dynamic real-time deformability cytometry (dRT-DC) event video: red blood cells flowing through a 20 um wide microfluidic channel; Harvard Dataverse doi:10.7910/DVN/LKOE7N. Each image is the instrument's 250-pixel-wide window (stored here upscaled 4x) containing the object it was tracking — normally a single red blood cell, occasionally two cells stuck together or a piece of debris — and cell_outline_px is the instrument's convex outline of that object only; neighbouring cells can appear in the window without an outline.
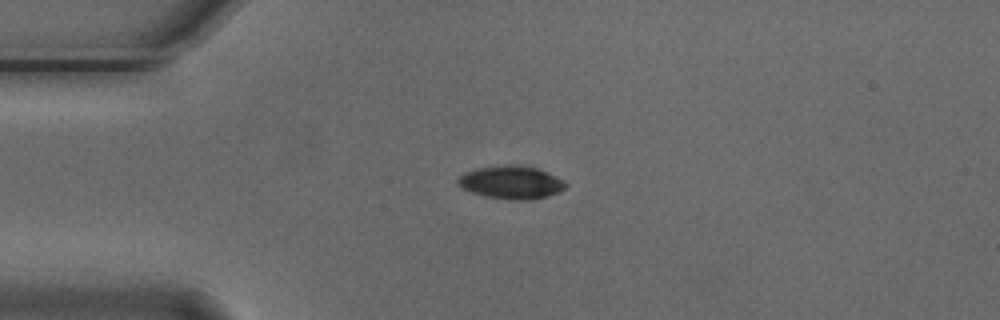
{"species": "Egyptian fruit bat (a non-hibernating species)", "species_latin": "Rousettus aegyptiacus", "temperature_condition": "cold", "stored_images_in_passage": 9, "camera_frame_rate_fps": 3000, "um_per_image_px": 0.085, "animal": {"sex": "male"}, "frame": {"image": 1, "passage_image": 3, "time_ms": 0.667, "image_size_px": [1000, 320], "cell_outline_px": [[568, 184], [564, 188], [548, 196], [532, 200], [516, 200], [484, 196], [460, 188], [456, 180], [464, 172], [480, 168], [508, 164], [516, 164], [536, 168], [556, 176], [564, 180]], "centroid_in_image_um": [43.44, 15.5], "position_along_channel_um": 41.6, "area_um2": 20.69}}
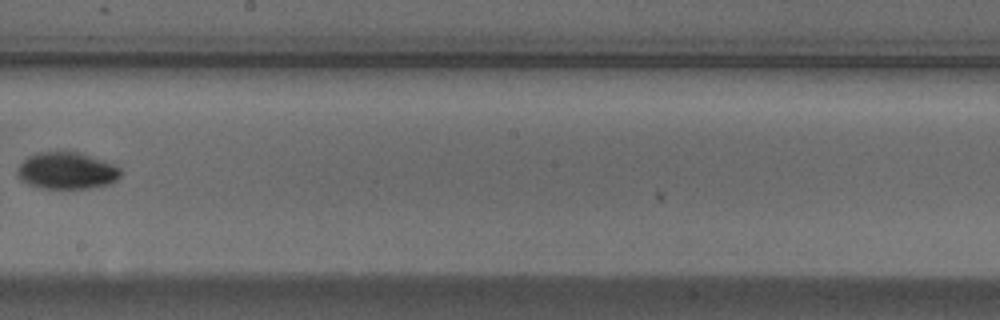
{"frame": {"image": 2, "passage_image": 8, "time_ms": 2.333, "image_size_px": [1000, 320], "cell_outline_px": [[120, 176], [112, 184], [92, 188], [40, 188], [28, 184], [20, 180], [16, 176], [16, 172], [20, 164], [28, 156], [36, 152], [72, 148], [112, 164], [120, 168]], "centroid_in_image_um": [5.65, 14.47], "position_along_channel_um": 242.6, "area_um2": 23.0}}
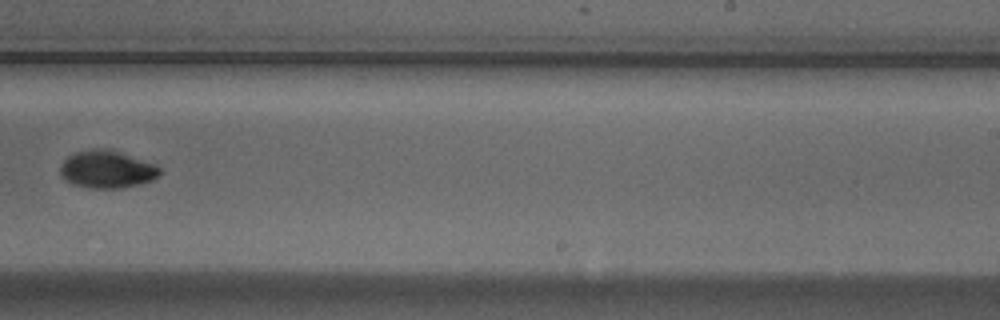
{"frame": {"image": 3, "passage_image": 9, "time_ms": 2.667, "image_size_px": [1000, 320], "cell_outline_px": [[160, 172], [152, 180], [140, 184], [120, 188], [88, 188], [72, 184], [60, 176], [60, 164], [68, 156], [76, 152], [92, 148], [112, 148], [156, 164], [160, 168]], "centroid_in_image_um": [9.07, 14.37], "position_along_channel_um": 279.9, "area_um2": 22.14}}